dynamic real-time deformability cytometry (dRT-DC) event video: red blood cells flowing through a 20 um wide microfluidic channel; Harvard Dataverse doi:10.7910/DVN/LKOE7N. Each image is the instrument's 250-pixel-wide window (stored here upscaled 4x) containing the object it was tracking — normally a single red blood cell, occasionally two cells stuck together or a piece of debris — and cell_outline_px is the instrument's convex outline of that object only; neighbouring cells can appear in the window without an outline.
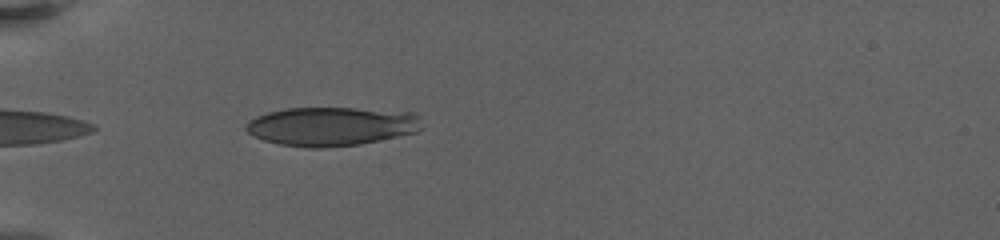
{"species": "human", "species_latin": "Homo sapiens", "temperature_condition": "warm", "stored_images_in_passage": 39, "camera_frame_rate_fps": 3000, "um_per_image_px": 0.085, "donor": {"sex": "female"}, "frame": {"image": 1, "passage_image": 3, "time_ms": 0.667, "image_size_px": [1000, 240], "cell_outline_px": [[424, 128], [416, 132], [360, 144], [320, 148], [308, 148], [280, 144], [264, 140], [248, 132], [244, 128], [244, 124], [248, 120], [256, 116], [268, 112], [284, 108], [352, 108], [416, 112], [420, 116]], "centroid_in_image_um": [28.19, 10.73], "position_along_channel_um": 56.8, "area_um2": 40.11}}
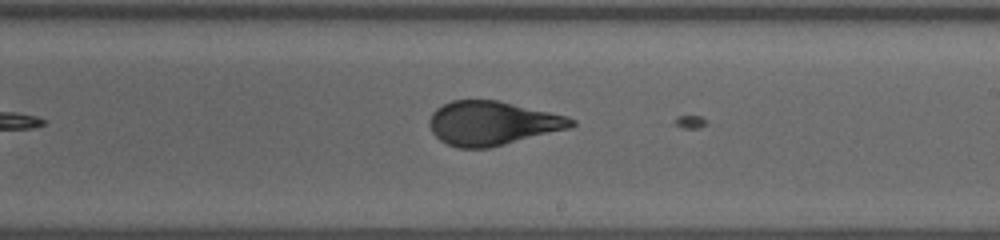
{"frame": {"image": 2, "passage_image": 18, "time_ms": 7.0, "image_size_px": [1000, 240], "cell_outline_px": [[576, 124], [568, 128], [488, 148], [460, 148], [448, 144], [440, 140], [432, 132], [432, 112], [436, 108], [452, 100], [496, 100], [568, 116], [576, 120]], "centroid_in_image_um": [41.86, 10.46], "position_along_channel_um": 247.1, "area_um2": 35.72}}
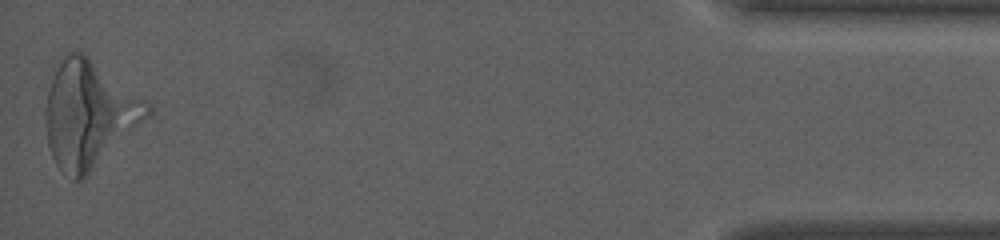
{"frame": {"image": 3, "passage_image": 39, "time_ms": 15.0, "image_size_px": [1000, 240], "cell_outline_px": [[152, 112], [88, 176], [80, 180], [72, 180], [56, 164], [52, 156], [48, 144], [44, 124], [44, 108], [48, 92], [52, 80], [64, 56], [72, 48], [84, 52], [148, 100], [152, 104]], "centroid_in_image_um": [7.56, 9.7], "position_along_channel_um": 427.6, "area_um2": 63.29}, "authors_computed_cell_mechanics": {"area_um2": 37.3966, "velocity_mm_per_s": 3.2469, "shape_relaxation_time_tau1_ms": 7.6686, "shape_relaxation_time_tau2_ms": 0.8728, "deformation_change_tau1": 0.2178, "deformation_change_tau2": 0.0753}}